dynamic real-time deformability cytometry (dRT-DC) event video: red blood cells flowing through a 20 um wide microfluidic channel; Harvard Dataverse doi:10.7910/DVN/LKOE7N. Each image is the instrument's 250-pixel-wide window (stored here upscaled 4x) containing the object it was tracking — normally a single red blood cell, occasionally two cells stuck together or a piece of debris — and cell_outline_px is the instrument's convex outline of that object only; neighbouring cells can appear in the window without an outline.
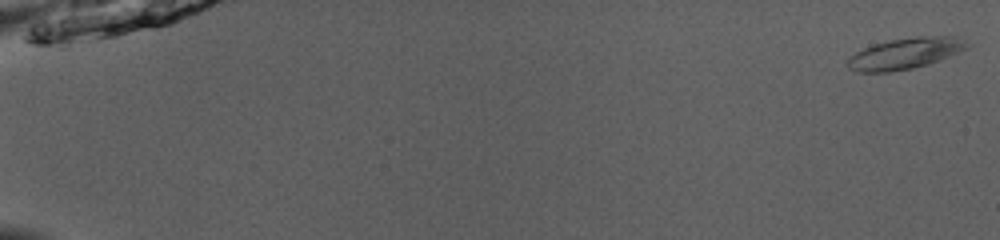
{"species": "common noctule bat (a hibernating species)", "species_latin": "Nyctalus noctula", "temperature_condition": "room temperature", "stored_images_in_passage": 52, "camera_frame_rate_fps": 3000, "um_per_image_px": 0.085, "animal": {"sex": "male", "body_mass_g": 13.0, "forearm_length_mm": 53.1}, "frame": {"image": 1, "passage_image": 1, "time_ms": 0.0, "image_size_px": [1000, 240], "cell_outline_px": [[972, 44], [968, 48], [928, 64], [912, 68], [888, 72], [860, 72], [848, 68], [848, 60], [856, 52], [864, 48], [876, 44], [892, 40], [916, 36], [952, 36]], "centroid_in_image_um": [76.96, 4.54], "position_along_channel_um": 8.0, "area_um2": 21.21}}
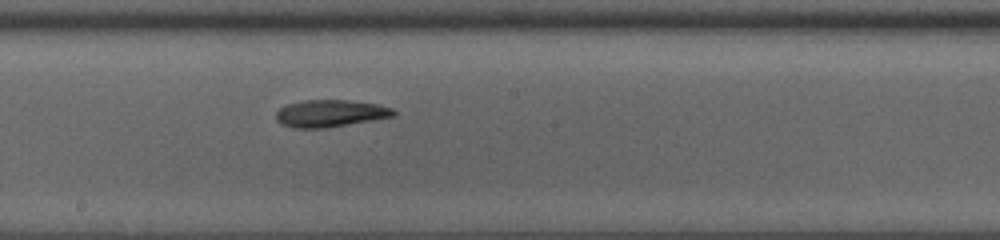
{"frame": {"image": 2, "passage_image": 31, "time_ms": 10.0, "image_size_px": [1000, 240], "cell_outline_px": [[396, 116], [324, 128], [296, 128], [280, 124], [276, 120], [276, 112], [280, 108], [288, 104], [304, 100], [348, 100], [376, 104], [392, 108], [396, 112]], "centroid_in_image_um": [28.06, 9.64], "position_along_channel_um": 220.1, "area_um2": 18.5}}
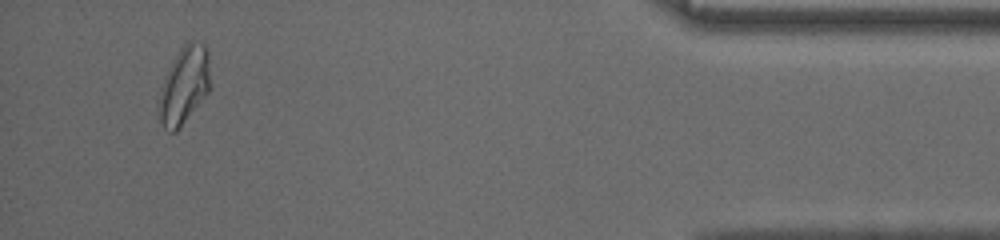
{"frame": {"image": 3, "passage_image": 50, "time_ms": 16.333, "image_size_px": [1000, 240], "cell_outline_px": [[212, 88], [176, 132], [168, 132], [164, 128], [156, 112], [156, 104], [168, 68], [172, 60], [184, 40], [188, 40], [204, 44], [208, 52]], "centroid_in_image_um": [15.65, 7.24], "position_along_channel_um": 419.5, "area_um2": 23.87}, "authors_computed_cell_mechanics": {"area_um2": 19.9121, "velocity_mm_per_s": 3.994, "shape_relaxation_time_tau1_ms": 3.7257, "shape_relaxation_time_tau2_ms": 2.9072, "deformation_change_tau1": 0.1793, "deformation_change_tau2": 0.0809}}